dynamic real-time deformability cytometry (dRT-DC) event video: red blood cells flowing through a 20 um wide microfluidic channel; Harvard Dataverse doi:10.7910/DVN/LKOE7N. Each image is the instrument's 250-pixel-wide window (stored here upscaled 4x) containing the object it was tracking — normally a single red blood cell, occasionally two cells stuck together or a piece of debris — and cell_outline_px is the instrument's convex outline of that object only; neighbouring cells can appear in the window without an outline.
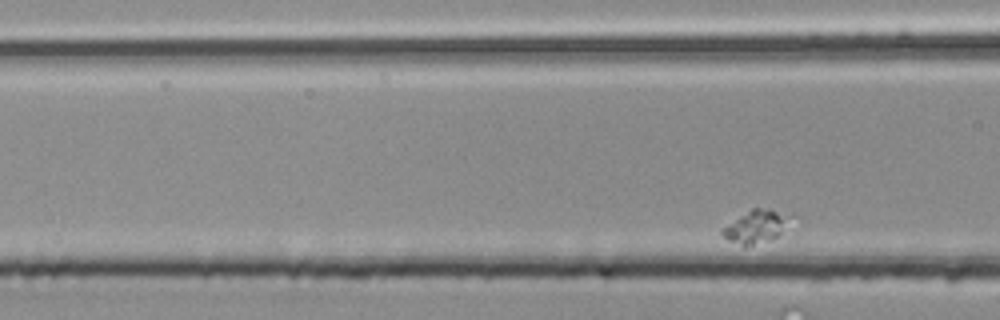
{"species": "common noctule bat (a hibernating species)", "species_latin": "Nyctalus noctula", "temperature_condition": "room temperature", "stored_images_in_passage": 5, "segment_of_instrument_passage": [2, 2], "camera_frame_rate_fps": 3000, "um_per_image_px": 0.085, "animal": {"sex": "male", "body_mass_g": 20.4}, "frame": {"image": 1, "passage_image": 5, "time_ms": 1.333, "image_size_px": [1000, 320], "cell_outline_px": [[800, 216], [776, 236], [744, 248], [728, 240], [720, 232], [724, 228], [740, 216], [752, 208], [768, 208], [796, 212]], "centroid_in_image_um": [64.45, 19.2], "position_along_channel_um": 102.2, "area_um2": 13.58}}